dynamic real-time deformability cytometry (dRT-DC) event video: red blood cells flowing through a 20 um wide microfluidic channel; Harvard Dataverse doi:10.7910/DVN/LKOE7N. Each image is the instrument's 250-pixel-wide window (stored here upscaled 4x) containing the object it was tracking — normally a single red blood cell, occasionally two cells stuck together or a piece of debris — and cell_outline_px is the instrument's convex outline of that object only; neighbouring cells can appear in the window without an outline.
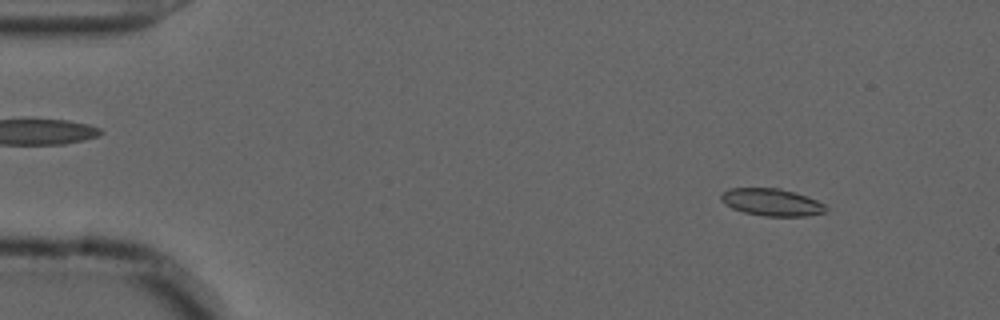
{"species": "common noctule bat (a hibernating species)", "species_latin": "Nyctalus noctula", "temperature_condition": "cold", "stored_images_in_passage": 55, "camera_frame_rate_fps": 3000, "um_per_image_px": 0.085, "animal": {"sex": "male", "forearm_length_mm": 52.5}, "frame": {"image": 1, "passage_image": 6, "time_ms": 1.667, "image_size_px": [1000, 320], "cell_outline_px": [[828, 212], [808, 216], [764, 216], [744, 212], [732, 208], [724, 204], [720, 200], [720, 196], [728, 188], [780, 188], [808, 196], [824, 204], [828, 208]], "centroid_in_image_um": [65.61, 17.19], "position_along_channel_um": 19.4, "area_um2": 16.82}}
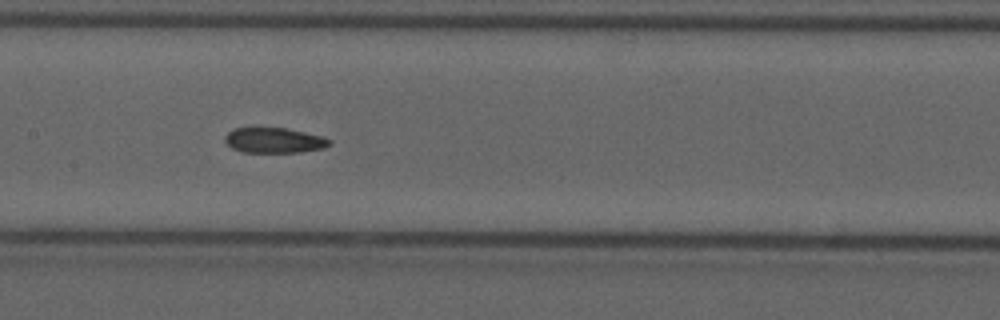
{"frame": {"image": 2, "passage_image": 27, "time_ms": 8.667, "image_size_px": [1000, 320], "cell_outline_px": [[332, 144], [324, 148], [300, 152], [244, 152], [232, 148], [224, 140], [224, 136], [228, 132], [236, 128], [284, 128], [304, 132], [320, 136], [332, 140]], "centroid_in_image_um": [23.31, 11.93], "position_along_channel_um": 184.1, "area_um2": 15.26}}
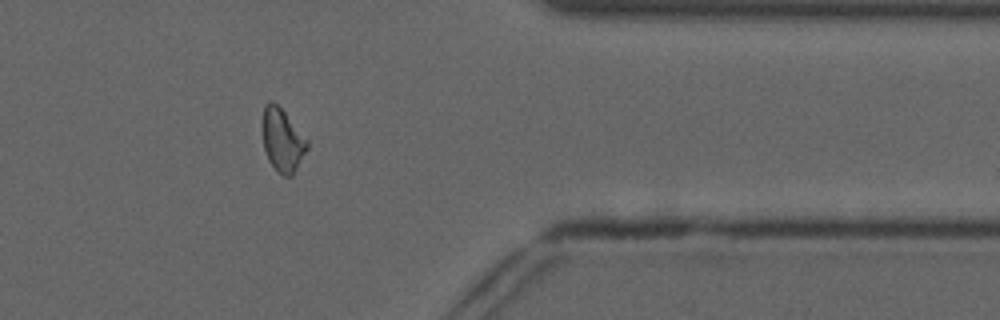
{"frame": {"image": 3, "passage_image": 45, "time_ms": 14.667, "image_size_px": [1000, 320], "cell_outline_px": [[308, 148], [292, 176], [284, 176], [276, 172], [268, 160], [264, 148], [260, 124], [264, 104], [268, 100], [272, 100], [284, 112], [308, 140]], "centroid_in_image_um": [23.95, 11.89], "position_along_channel_um": 387.4, "area_um2": 16.76}, "authors_computed_cell_mechanics": {"area_um2": 16.4152, "velocity_mm_per_s": 3.6724, "shape_relaxation_time_tau1_ms": null, "shape_relaxation_time_tau2_ms": 3.272, "deformation_change_tau1": null, "deformation_change_tau2": 0.088}}